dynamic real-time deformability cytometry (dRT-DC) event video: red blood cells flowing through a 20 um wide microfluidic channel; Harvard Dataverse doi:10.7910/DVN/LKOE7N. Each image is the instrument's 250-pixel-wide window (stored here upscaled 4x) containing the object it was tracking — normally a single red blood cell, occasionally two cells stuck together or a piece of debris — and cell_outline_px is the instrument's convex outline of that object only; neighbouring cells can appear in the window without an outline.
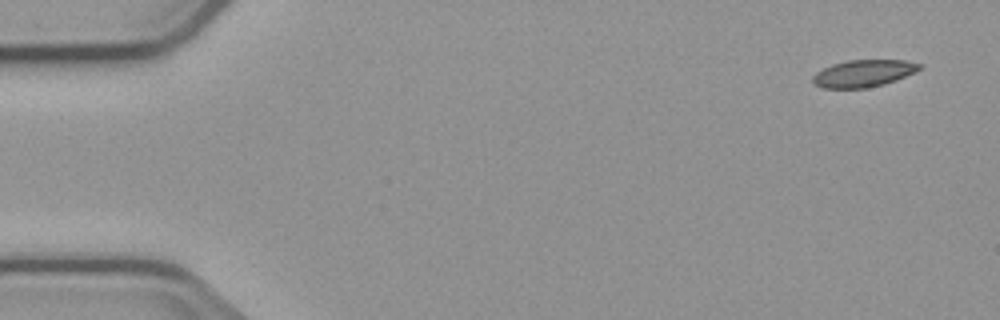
{"species": "common noctule bat (a hibernating species)", "species_latin": "Nyctalus noctula", "temperature_condition": "cold", "stored_images_in_passage": 4, "camera_frame_rate_fps": 3000, "um_per_image_px": 0.085, "animal": {"sex": "male", "body_mass_g": 23.1, "forearm_length_mm": 52.7}, "frame": {"image": 1, "passage_image": 1, "time_ms": 0.0, "image_size_px": [1000, 320], "cell_outline_px": [[924, 64], [916, 72], [896, 80], [884, 84], [864, 88], [824, 88], [816, 84], [812, 80], [812, 76], [816, 72], [832, 64], [848, 60], [904, 60]], "centroid_in_image_um": [73.42, 6.23], "position_along_channel_um": 11.6, "area_um2": 16.82}}